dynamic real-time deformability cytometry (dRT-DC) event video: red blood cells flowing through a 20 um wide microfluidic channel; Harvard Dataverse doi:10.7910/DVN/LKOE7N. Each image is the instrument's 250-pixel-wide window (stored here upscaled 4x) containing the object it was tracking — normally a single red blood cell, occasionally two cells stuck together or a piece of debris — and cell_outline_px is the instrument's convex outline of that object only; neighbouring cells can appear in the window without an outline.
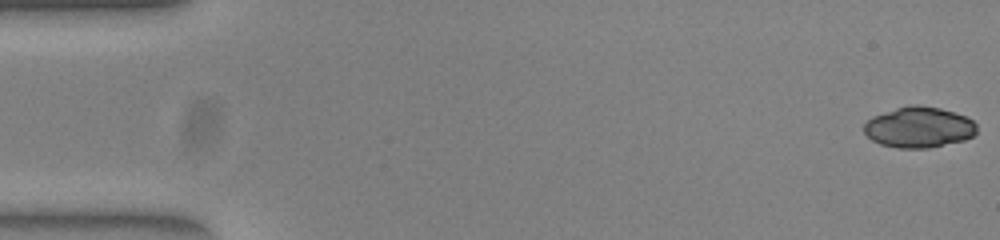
{"species": "common noctule bat (a hibernating species)", "species_latin": "Nyctalus noctula", "temperature_condition": "warm", "stored_images_in_passage": 52, "camera_frame_rate_fps": 3000, "um_per_image_px": 0.085, "animal": {"sex": "female", "body_mass_g": 23.0, "forearm_length_mm": 53.4}, "frame": {"image": 1, "passage_image": 1, "time_ms": 0.0, "image_size_px": [1000, 240], "cell_outline_px": [[976, 132], [972, 136], [964, 140], [928, 148], [896, 148], [880, 144], [872, 140], [864, 132], [864, 124], [872, 116], [896, 108], [912, 104], [916, 104], [940, 108], [964, 116], [972, 120], [976, 124]], "centroid_in_image_um": [78.08, 10.82], "position_along_channel_um": 6.9, "area_um2": 26.7}}
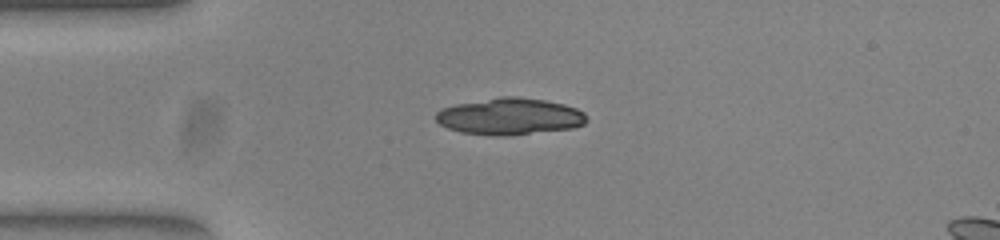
{"frame": {"image": 2, "passage_image": 13, "time_ms": 4.0, "image_size_px": [1000, 240], "cell_outline_px": [[588, 120], [584, 124], [572, 128], [512, 136], [492, 136], [460, 132], [448, 128], [440, 124], [436, 120], [436, 112], [440, 108], [456, 104], [504, 96], [516, 96], [544, 100], [564, 104], [576, 108], [584, 112], [588, 116]], "centroid_in_image_um": [43.34, 9.91], "position_along_channel_um": 41.7, "area_um2": 32.54}}